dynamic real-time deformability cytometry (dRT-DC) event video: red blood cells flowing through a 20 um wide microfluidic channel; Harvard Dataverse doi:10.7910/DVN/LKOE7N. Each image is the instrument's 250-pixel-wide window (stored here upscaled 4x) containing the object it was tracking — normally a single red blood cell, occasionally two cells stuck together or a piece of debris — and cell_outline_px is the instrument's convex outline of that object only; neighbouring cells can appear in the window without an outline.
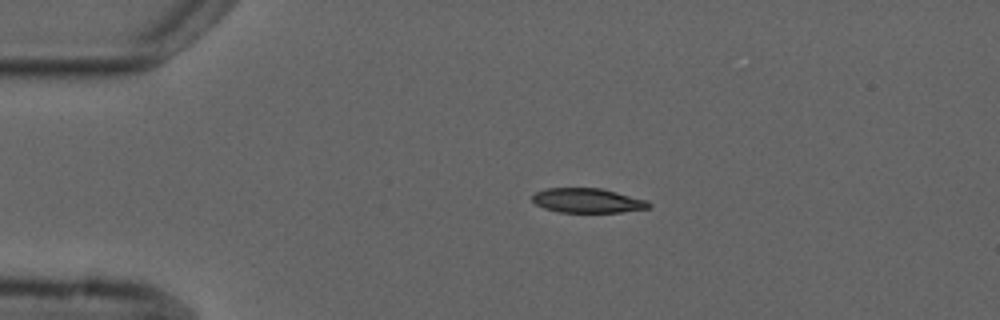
{"species": "common noctule bat (a hibernating species)", "species_latin": "Nyctalus noctula", "temperature_condition": "cold", "stored_images_in_passage": 3, "camera_frame_rate_fps": 3000, "um_per_image_px": 0.085, "animal": {"sex": "male", "forearm_length_mm": 52.5}, "frame": {"image": 1, "passage_image": 2, "time_ms": 2.0, "image_size_px": [1000, 320], "cell_outline_px": [[652, 208], [620, 212], [560, 212], [544, 208], [536, 204], [532, 200], [532, 196], [536, 192], [544, 188], [600, 188], [648, 200], [652, 204]], "centroid_in_image_um": [49.97, 17.05], "position_along_channel_um": 35.0, "area_um2": 16.7}}